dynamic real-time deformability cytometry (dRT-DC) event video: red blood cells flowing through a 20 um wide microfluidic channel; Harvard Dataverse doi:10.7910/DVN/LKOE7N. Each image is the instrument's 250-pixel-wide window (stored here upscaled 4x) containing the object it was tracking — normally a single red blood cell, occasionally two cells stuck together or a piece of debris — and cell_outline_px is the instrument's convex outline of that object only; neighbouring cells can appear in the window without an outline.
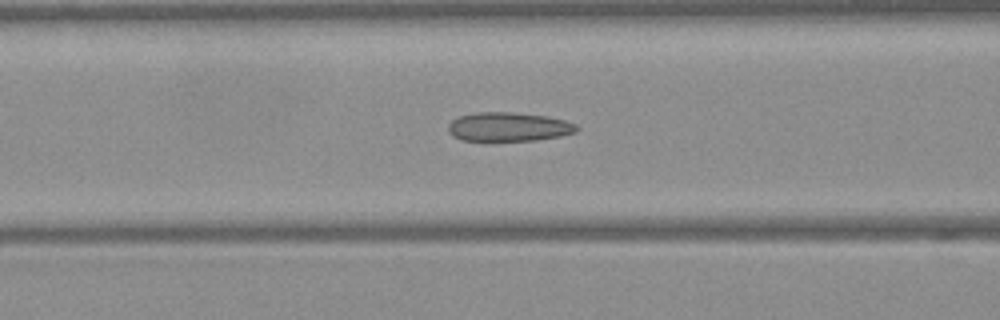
{"species": "Egyptian fruit bat (a non-hibernating species)", "species_latin": "Rousettus aegyptiacus", "temperature_condition": "warm", "stored_images_in_passage": 48, "camera_frame_rate_fps": 3000, "um_per_image_px": 0.085, "frame": {"image": 1, "passage_image": 19, "time_ms": 6.0, "image_size_px": [1000, 320], "cell_outline_px": [[580, 128], [576, 132], [560, 136], [536, 140], [460, 140], [452, 136], [448, 132], [448, 124], [452, 120], [460, 116], [476, 112], [512, 112], [544, 116], [564, 120], [576, 124]], "centroid_in_image_um": [43.21, 10.78], "position_along_channel_um": 123.4, "area_um2": 21.62}}
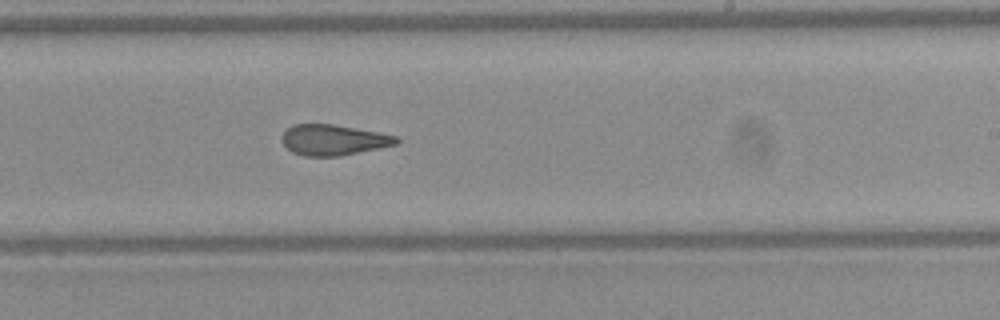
{"frame": {"image": 2, "passage_image": 29, "time_ms": 9.333, "image_size_px": [1000, 320], "cell_outline_px": [[400, 140], [396, 144], [340, 156], [304, 156], [292, 152], [284, 144], [284, 132], [292, 124], [332, 124], [376, 132], [396, 136]], "centroid_in_image_um": [28.33, 11.89], "position_along_channel_um": 260.7, "area_um2": 20.0}}
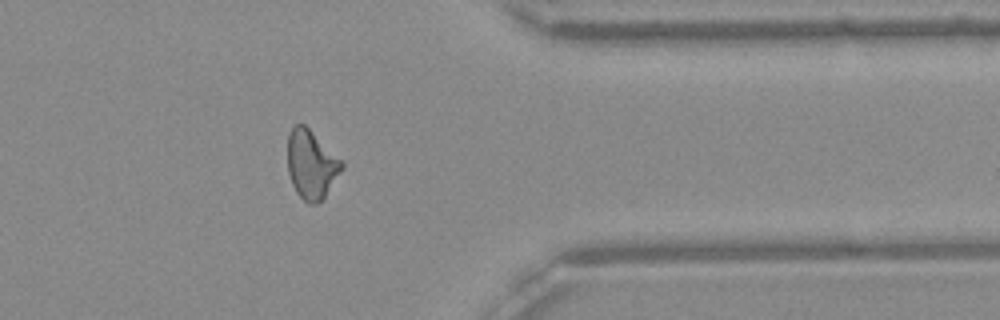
{"frame": {"image": 3, "passage_image": 39, "time_ms": 12.667, "image_size_px": [1000, 320], "cell_outline_px": [[344, 168], [324, 196], [316, 204], [308, 204], [296, 192], [292, 184], [288, 172], [288, 136], [292, 128], [296, 124], [304, 124], [344, 164]], "centroid_in_image_um": [26.44, 14.0], "position_along_channel_um": 385.0, "area_um2": 21.15}, "authors_computed_cell_mechanics": {"area_um2": 21.7906, "velocity_mm_per_s": 4.1182, "shape_relaxation_time_tau1_ms": null, "shape_relaxation_time_tau2_ms": 1.7884, "deformation_change_tau1": null, "deformation_change_tau2": 0.0942}}